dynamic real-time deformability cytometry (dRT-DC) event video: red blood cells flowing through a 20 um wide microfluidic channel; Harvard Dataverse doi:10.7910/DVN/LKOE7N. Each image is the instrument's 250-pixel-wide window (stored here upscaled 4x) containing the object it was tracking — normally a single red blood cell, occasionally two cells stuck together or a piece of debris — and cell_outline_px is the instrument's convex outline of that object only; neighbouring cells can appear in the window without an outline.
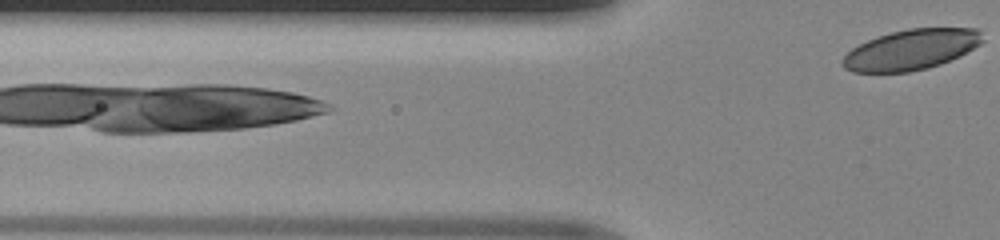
{"species": "human", "species_latin": "Homo sapiens", "temperature_condition": "room temperature", "stored_images_in_passage": 19, "camera_frame_rate_fps": 3000, "um_per_image_px": 0.085, "donor": {"sex": "male"}, "frame": {"image": 1, "passage_image": 19, "time_ms": 6.0, "image_size_px": [1000, 240], "cell_outline_px": [[984, 40], [980, 44], [960, 56], [940, 64], [928, 68], [908, 72], [852, 72], [844, 68], [840, 64], [840, 60], [852, 48], [868, 40], [892, 32], [908, 28], [976, 28], [980, 32]], "centroid_in_image_um": [77.43, 4.23], "position_along_channel_um": 48.4, "area_um2": 32.89}}